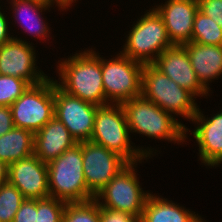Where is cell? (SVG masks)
<instances>
[{
    "label": "cell",
    "mask_w": 222,
    "mask_h": 222,
    "mask_svg": "<svg viewBox=\"0 0 222 222\" xmlns=\"http://www.w3.org/2000/svg\"><path fill=\"white\" fill-rule=\"evenodd\" d=\"M76 53L59 64L60 82L57 85L66 93L97 106L106 103L102 82V59L95 51Z\"/></svg>",
    "instance_id": "cell-1"
},
{
    "label": "cell",
    "mask_w": 222,
    "mask_h": 222,
    "mask_svg": "<svg viewBox=\"0 0 222 222\" xmlns=\"http://www.w3.org/2000/svg\"><path fill=\"white\" fill-rule=\"evenodd\" d=\"M47 167L51 198L67 203L87 202L94 199L95 196L86 185L81 142L47 163Z\"/></svg>",
    "instance_id": "cell-2"
},
{
    "label": "cell",
    "mask_w": 222,
    "mask_h": 222,
    "mask_svg": "<svg viewBox=\"0 0 222 222\" xmlns=\"http://www.w3.org/2000/svg\"><path fill=\"white\" fill-rule=\"evenodd\" d=\"M129 132L148 137L184 142L188 129L174 116L142 96L121 103Z\"/></svg>",
    "instance_id": "cell-3"
},
{
    "label": "cell",
    "mask_w": 222,
    "mask_h": 222,
    "mask_svg": "<svg viewBox=\"0 0 222 222\" xmlns=\"http://www.w3.org/2000/svg\"><path fill=\"white\" fill-rule=\"evenodd\" d=\"M90 141L119 154L128 163L136 164L152 152L150 149L147 151L132 148L125 112L121 104L116 103L113 106L111 103L97 108Z\"/></svg>",
    "instance_id": "cell-4"
},
{
    "label": "cell",
    "mask_w": 222,
    "mask_h": 222,
    "mask_svg": "<svg viewBox=\"0 0 222 222\" xmlns=\"http://www.w3.org/2000/svg\"><path fill=\"white\" fill-rule=\"evenodd\" d=\"M141 96L168 113L179 114L191 120L199 110L193 100L195 95L180 87L153 64H144Z\"/></svg>",
    "instance_id": "cell-5"
},
{
    "label": "cell",
    "mask_w": 222,
    "mask_h": 222,
    "mask_svg": "<svg viewBox=\"0 0 222 222\" xmlns=\"http://www.w3.org/2000/svg\"><path fill=\"white\" fill-rule=\"evenodd\" d=\"M128 35L122 54L143 65L153 64L166 48L173 45L163 19L155 9L144 14Z\"/></svg>",
    "instance_id": "cell-6"
},
{
    "label": "cell",
    "mask_w": 222,
    "mask_h": 222,
    "mask_svg": "<svg viewBox=\"0 0 222 222\" xmlns=\"http://www.w3.org/2000/svg\"><path fill=\"white\" fill-rule=\"evenodd\" d=\"M10 108L14 127L37 133L54 117V80L30 85Z\"/></svg>",
    "instance_id": "cell-7"
},
{
    "label": "cell",
    "mask_w": 222,
    "mask_h": 222,
    "mask_svg": "<svg viewBox=\"0 0 222 222\" xmlns=\"http://www.w3.org/2000/svg\"><path fill=\"white\" fill-rule=\"evenodd\" d=\"M119 54L110 61L102 57V82L107 103L112 101L113 104H121L141 96L144 65Z\"/></svg>",
    "instance_id": "cell-8"
},
{
    "label": "cell",
    "mask_w": 222,
    "mask_h": 222,
    "mask_svg": "<svg viewBox=\"0 0 222 222\" xmlns=\"http://www.w3.org/2000/svg\"><path fill=\"white\" fill-rule=\"evenodd\" d=\"M134 163H129L94 197L100 207L141 217L150 193H144L137 180ZM104 199L105 203L100 202Z\"/></svg>",
    "instance_id": "cell-9"
},
{
    "label": "cell",
    "mask_w": 222,
    "mask_h": 222,
    "mask_svg": "<svg viewBox=\"0 0 222 222\" xmlns=\"http://www.w3.org/2000/svg\"><path fill=\"white\" fill-rule=\"evenodd\" d=\"M98 107L66 93L54 81V116L66 126L77 143L90 141Z\"/></svg>",
    "instance_id": "cell-10"
},
{
    "label": "cell",
    "mask_w": 222,
    "mask_h": 222,
    "mask_svg": "<svg viewBox=\"0 0 222 222\" xmlns=\"http://www.w3.org/2000/svg\"><path fill=\"white\" fill-rule=\"evenodd\" d=\"M81 147L86 185L95 196L129 163L119 154L91 141L81 142Z\"/></svg>",
    "instance_id": "cell-11"
},
{
    "label": "cell",
    "mask_w": 222,
    "mask_h": 222,
    "mask_svg": "<svg viewBox=\"0 0 222 222\" xmlns=\"http://www.w3.org/2000/svg\"><path fill=\"white\" fill-rule=\"evenodd\" d=\"M8 182L14 185L25 199L50 197L47 163L35 154L9 164Z\"/></svg>",
    "instance_id": "cell-12"
},
{
    "label": "cell",
    "mask_w": 222,
    "mask_h": 222,
    "mask_svg": "<svg viewBox=\"0 0 222 222\" xmlns=\"http://www.w3.org/2000/svg\"><path fill=\"white\" fill-rule=\"evenodd\" d=\"M34 49L26 41L13 38L0 47V73L15 76L27 81L30 85H38L48 77L38 72L35 67Z\"/></svg>",
    "instance_id": "cell-13"
},
{
    "label": "cell",
    "mask_w": 222,
    "mask_h": 222,
    "mask_svg": "<svg viewBox=\"0 0 222 222\" xmlns=\"http://www.w3.org/2000/svg\"><path fill=\"white\" fill-rule=\"evenodd\" d=\"M153 65L195 96L208 94L209 90L200 83L184 45L173 44L166 48Z\"/></svg>",
    "instance_id": "cell-14"
},
{
    "label": "cell",
    "mask_w": 222,
    "mask_h": 222,
    "mask_svg": "<svg viewBox=\"0 0 222 222\" xmlns=\"http://www.w3.org/2000/svg\"><path fill=\"white\" fill-rule=\"evenodd\" d=\"M154 9L162 17L172 44L191 42L194 18L199 10L198 0H168Z\"/></svg>",
    "instance_id": "cell-15"
},
{
    "label": "cell",
    "mask_w": 222,
    "mask_h": 222,
    "mask_svg": "<svg viewBox=\"0 0 222 222\" xmlns=\"http://www.w3.org/2000/svg\"><path fill=\"white\" fill-rule=\"evenodd\" d=\"M77 144L66 126L55 116L34 134V154L44 163Z\"/></svg>",
    "instance_id": "cell-16"
},
{
    "label": "cell",
    "mask_w": 222,
    "mask_h": 222,
    "mask_svg": "<svg viewBox=\"0 0 222 222\" xmlns=\"http://www.w3.org/2000/svg\"><path fill=\"white\" fill-rule=\"evenodd\" d=\"M192 121L198 123L191 133L199 145L201 160L208 166L218 165L222 162V112L206 120L198 110Z\"/></svg>",
    "instance_id": "cell-17"
},
{
    "label": "cell",
    "mask_w": 222,
    "mask_h": 222,
    "mask_svg": "<svg viewBox=\"0 0 222 222\" xmlns=\"http://www.w3.org/2000/svg\"><path fill=\"white\" fill-rule=\"evenodd\" d=\"M200 83L209 90L208 81L222 74V45L196 42L183 44Z\"/></svg>",
    "instance_id": "cell-18"
},
{
    "label": "cell",
    "mask_w": 222,
    "mask_h": 222,
    "mask_svg": "<svg viewBox=\"0 0 222 222\" xmlns=\"http://www.w3.org/2000/svg\"><path fill=\"white\" fill-rule=\"evenodd\" d=\"M140 222H202V219L172 201L149 194Z\"/></svg>",
    "instance_id": "cell-19"
},
{
    "label": "cell",
    "mask_w": 222,
    "mask_h": 222,
    "mask_svg": "<svg viewBox=\"0 0 222 222\" xmlns=\"http://www.w3.org/2000/svg\"><path fill=\"white\" fill-rule=\"evenodd\" d=\"M34 154V134L26 129L13 127L0 136V160L8 165Z\"/></svg>",
    "instance_id": "cell-20"
},
{
    "label": "cell",
    "mask_w": 222,
    "mask_h": 222,
    "mask_svg": "<svg viewBox=\"0 0 222 222\" xmlns=\"http://www.w3.org/2000/svg\"><path fill=\"white\" fill-rule=\"evenodd\" d=\"M12 1H13L12 6L15 11L14 13L17 17L19 16L18 18H20V16L22 17L21 14L26 13L25 19H27L29 25L27 26V23H26V25H24L25 23L23 22V25L25 26V27L23 26V28H25L26 31H29L32 34H35V36H37V37H40V38L48 37L47 34L49 32L48 31L49 28L42 21V18L40 17L38 11L42 12V10H44V9L46 10L48 7L50 8L51 5L45 4L42 2H38V1H34V0H12ZM29 12L32 13V15ZM20 19H22V18H20ZM33 27H36V28H33Z\"/></svg>",
    "instance_id": "cell-21"
},
{
    "label": "cell",
    "mask_w": 222,
    "mask_h": 222,
    "mask_svg": "<svg viewBox=\"0 0 222 222\" xmlns=\"http://www.w3.org/2000/svg\"><path fill=\"white\" fill-rule=\"evenodd\" d=\"M191 42L222 45V27L198 10L194 18Z\"/></svg>",
    "instance_id": "cell-22"
},
{
    "label": "cell",
    "mask_w": 222,
    "mask_h": 222,
    "mask_svg": "<svg viewBox=\"0 0 222 222\" xmlns=\"http://www.w3.org/2000/svg\"><path fill=\"white\" fill-rule=\"evenodd\" d=\"M62 222H100V205L95 199L66 203Z\"/></svg>",
    "instance_id": "cell-23"
},
{
    "label": "cell",
    "mask_w": 222,
    "mask_h": 222,
    "mask_svg": "<svg viewBox=\"0 0 222 222\" xmlns=\"http://www.w3.org/2000/svg\"><path fill=\"white\" fill-rule=\"evenodd\" d=\"M25 200L22 193L12 184L0 185V222H13L16 212Z\"/></svg>",
    "instance_id": "cell-24"
},
{
    "label": "cell",
    "mask_w": 222,
    "mask_h": 222,
    "mask_svg": "<svg viewBox=\"0 0 222 222\" xmlns=\"http://www.w3.org/2000/svg\"><path fill=\"white\" fill-rule=\"evenodd\" d=\"M30 86L24 79L0 75V106H11Z\"/></svg>",
    "instance_id": "cell-25"
},
{
    "label": "cell",
    "mask_w": 222,
    "mask_h": 222,
    "mask_svg": "<svg viewBox=\"0 0 222 222\" xmlns=\"http://www.w3.org/2000/svg\"><path fill=\"white\" fill-rule=\"evenodd\" d=\"M66 203L51 197L37 199L36 222H62Z\"/></svg>",
    "instance_id": "cell-26"
},
{
    "label": "cell",
    "mask_w": 222,
    "mask_h": 222,
    "mask_svg": "<svg viewBox=\"0 0 222 222\" xmlns=\"http://www.w3.org/2000/svg\"><path fill=\"white\" fill-rule=\"evenodd\" d=\"M199 10L222 27V0H198Z\"/></svg>",
    "instance_id": "cell-27"
},
{
    "label": "cell",
    "mask_w": 222,
    "mask_h": 222,
    "mask_svg": "<svg viewBox=\"0 0 222 222\" xmlns=\"http://www.w3.org/2000/svg\"><path fill=\"white\" fill-rule=\"evenodd\" d=\"M37 214V199H25L16 215L13 222H36Z\"/></svg>",
    "instance_id": "cell-28"
},
{
    "label": "cell",
    "mask_w": 222,
    "mask_h": 222,
    "mask_svg": "<svg viewBox=\"0 0 222 222\" xmlns=\"http://www.w3.org/2000/svg\"><path fill=\"white\" fill-rule=\"evenodd\" d=\"M100 222H140V218L125 212L100 207Z\"/></svg>",
    "instance_id": "cell-29"
},
{
    "label": "cell",
    "mask_w": 222,
    "mask_h": 222,
    "mask_svg": "<svg viewBox=\"0 0 222 222\" xmlns=\"http://www.w3.org/2000/svg\"><path fill=\"white\" fill-rule=\"evenodd\" d=\"M14 127L12 111L9 106H0V136Z\"/></svg>",
    "instance_id": "cell-30"
},
{
    "label": "cell",
    "mask_w": 222,
    "mask_h": 222,
    "mask_svg": "<svg viewBox=\"0 0 222 222\" xmlns=\"http://www.w3.org/2000/svg\"><path fill=\"white\" fill-rule=\"evenodd\" d=\"M8 20H6L5 15L0 11V47H2L6 42L13 39L8 34Z\"/></svg>",
    "instance_id": "cell-31"
},
{
    "label": "cell",
    "mask_w": 222,
    "mask_h": 222,
    "mask_svg": "<svg viewBox=\"0 0 222 222\" xmlns=\"http://www.w3.org/2000/svg\"><path fill=\"white\" fill-rule=\"evenodd\" d=\"M9 165L0 160V185L8 182Z\"/></svg>",
    "instance_id": "cell-32"
},
{
    "label": "cell",
    "mask_w": 222,
    "mask_h": 222,
    "mask_svg": "<svg viewBox=\"0 0 222 222\" xmlns=\"http://www.w3.org/2000/svg\"><path fill=\"white\" fill-rule=\"evenodd\" d=\"M34 1L42 2L49 5H51L55 1L60 8L62 9L66 8L59 0H34Z\"/></svg>",
    "instance_id": "cell-33"
},
{
    "label": "cell",
    "mask_w": 222,
    "mask_h": 222,
    "mask_svg": "<svg viewBox=\"0 0 222 222\" xmlns=\"http://www.w3.org/2000/svg\"><path fill=\"white\" fill-rule=\"evenodd\" d=\"M66 8L70 7V4L73 2V0H59ZM76 1V0H74Z\"/></svg>",
    "instance_id": "cell-34"
}]
</instances>
